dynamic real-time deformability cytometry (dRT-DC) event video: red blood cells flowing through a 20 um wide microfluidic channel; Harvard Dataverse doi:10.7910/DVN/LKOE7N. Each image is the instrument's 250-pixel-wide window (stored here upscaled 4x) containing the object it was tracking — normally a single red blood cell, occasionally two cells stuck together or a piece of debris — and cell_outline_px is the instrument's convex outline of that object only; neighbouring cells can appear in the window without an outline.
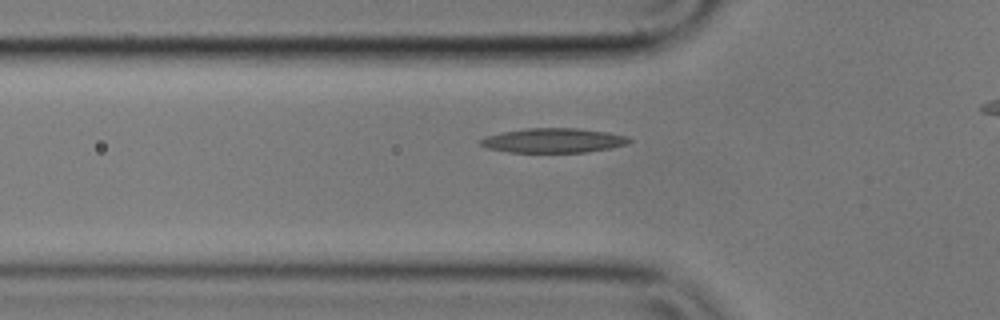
{"species": "common noctule bat (a hibernating species)", "species_latin": "Nyctalus noctula", "temperature_condition": "cold", "stored_images_in_passage": 42, "camera_frame_rate_fps": 3000, "um_per_image_px": 0.085, "animal": {"sex": "male", "body_mass_g": 17.9}, "frame": {"image": 1, "passage_image": 14, "time_ms": 4.333, "image_size_px": [1000, 320], "cell_outline_px": [[632, 140], [628, 144], [612, 148], [588, 152], [508, 152], [488, 148], [480, 144], [480, 140], [488, 136], [504, 132], [528, 128], [576, 128], [608, 132], [628, 136]], "centroid_in_image_um": [47.11, 11.94], "position_along_channel_um": 78.7, "area_um2": 21.15}}
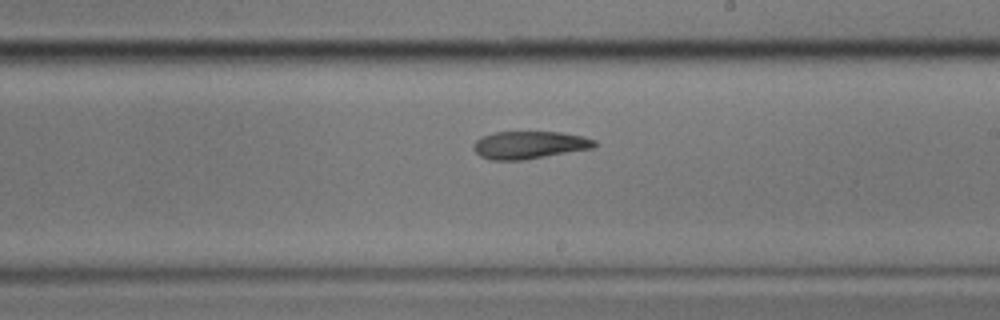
{"frame": {"image": 2, "passage_image": 28, "time_ms": 9.0, "image_size_px": [1000, 320], "cell_outline_px": [[596, 144], [592, 148], [524, 160], [488, 160], [480, 156], [472, 148], [472, 144], [476, 140], [484, 136], [496, 132], [560, 132], [584, 136], [596, 140]], "centroid_in_image_um": [44.97, 12.32], "position_along_channel_um": 244.0, "area_um2": 19.48}}
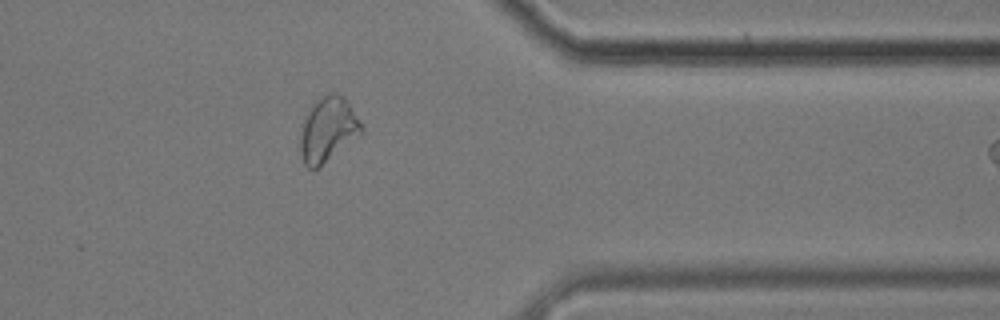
{"frame": {"image": 3, "passage_image": 41, "time_ms": 13.333, "image_size_px": [1000, 320], "cell_outline_px": [[364, 132], [360, 136], [316, 168], [308, 168], [304, 164], [300, 152], [300, 136], [304, 120], [312, 104], [316, 100], [328, 92], [336, 92], [348, 104], [364, 128]], "centroid_in_image_um": [27.86, 11.01], "position_along_channel_um": 383.5, "area_um2": 22.6}}